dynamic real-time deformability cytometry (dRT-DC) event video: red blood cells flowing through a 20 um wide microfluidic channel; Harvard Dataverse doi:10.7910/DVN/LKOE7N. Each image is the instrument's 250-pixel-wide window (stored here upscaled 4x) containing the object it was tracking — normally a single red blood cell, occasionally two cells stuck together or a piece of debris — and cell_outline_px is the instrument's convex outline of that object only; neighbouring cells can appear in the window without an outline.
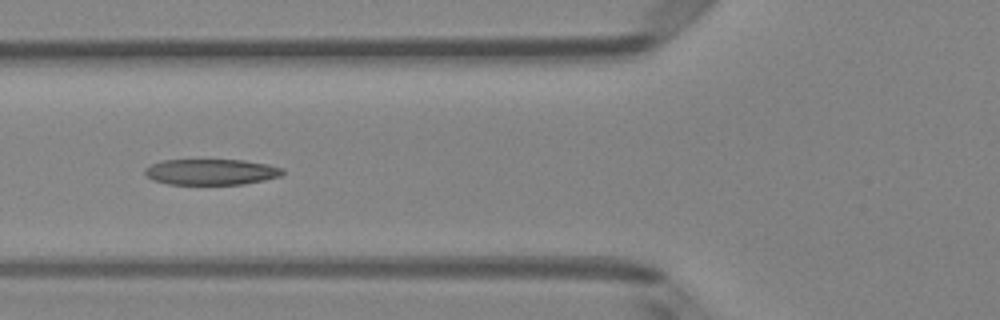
{"species": "Egyptian fruit bat (a non-hibernating species)", "species_latin": "Rousettus aegyptiacus", "temperature_condition": "room temperature", "stored_images_in_passage": 6, "camera_frame_rate_fps": 3000, "um_per_image_px": 0.085, "animal": {"sex": "female"}, "frame": {"image": 1, "passage_image": 6, "time_ms": 1.667, "image_size_px": [1000, 320], "cell_outline_px": [[284, 172], [280, 176], [264, 180], [244, 184], [168, 184], [152, 180], [144, 172], [144, 168], [160, 160], [244, 160], [268, 164], [284, 168]], "centroid_in_image_um": [17.95, 14.61], "position_along_channel_um": 107.9, "area_um2": 20.81}}